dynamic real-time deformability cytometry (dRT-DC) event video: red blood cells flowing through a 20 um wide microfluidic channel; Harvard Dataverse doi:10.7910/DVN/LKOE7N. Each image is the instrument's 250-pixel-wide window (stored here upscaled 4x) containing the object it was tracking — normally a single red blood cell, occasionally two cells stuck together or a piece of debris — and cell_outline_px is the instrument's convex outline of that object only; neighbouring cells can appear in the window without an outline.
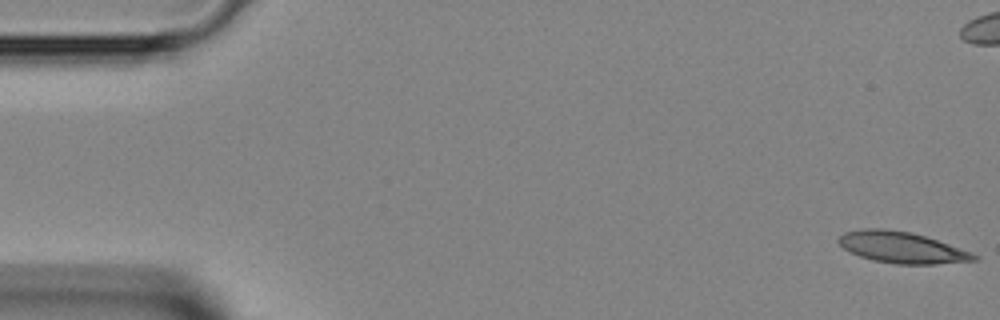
{"species": "Egyptian fruit bat (a non-hibernating species)", "species_latin": "Rousettus aegyptiacus", "temperature_condition": "room temperature", "stored_images_in_passage": 45, "camera_frame_rate_fps": 3000, "um_per_image_px": 0.085, "animal": {"sex": "female"}, "frame": {"image": 1, "passage_image": 1, "time_ms": 0.0, "image_size_px": [1000, 320], "cell_outline_px": [[980, 256], [976, 260], [936, 264], [896, 264], [872, 260], [860, 256], [844, 248], [836, 240], [844, 232], [864, 228], [880, 228], [912, 232], [972, 252]], "centroid_in_image_um": [76.64, 21.03], "position_along_channel_um": 8.4, "area_um2": 24.51}}
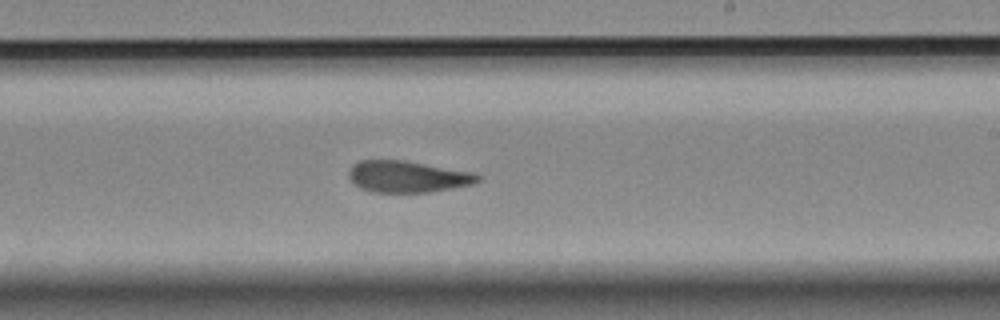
{"frame": {"image": 2, "passage_image": 26, "time_ms": 8.333, "image_size_px": [1000, 320], "cell_outline_px": [[480, 180], [476, 184], [428, 192], [372, 192], [360, 188], [352, 184], [348, 176], [348, 172], [352, 164], [360, 160], [404, 160], [476, 172], [480, 176]], "centroid_in_image_um": [34.65, 15.01], "position_along_channel_um": 254.4, "area_um2": 24.1}}
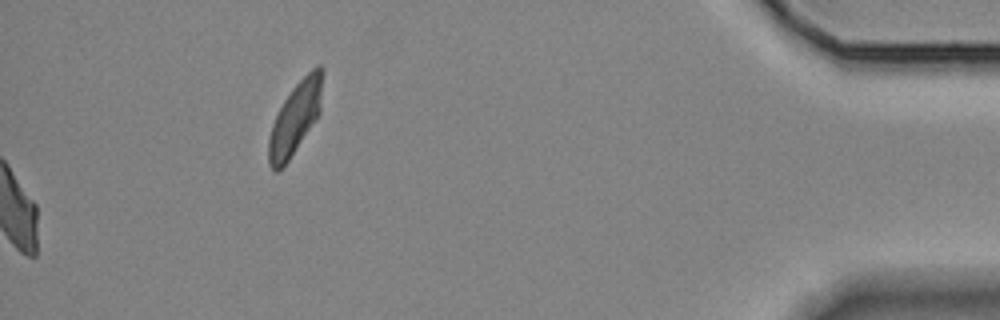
{"frame": {"image": 3, "passage_image": 45, "time_ms": 14.667, "image_size_px": [1000, 320], "cell_outline_px": [[324, 72], [320, 112], [316, 120], [288, 160], [276, 172], [272, 172], [268, 164], [268, 140], [272, 124], [284, 100], [292, 88], [316, 64], [320, 64]], "centroid_in_image_um": [25.11, 10.01], "position_along_channel_um": 410.1, "area_um2": 22.6}}